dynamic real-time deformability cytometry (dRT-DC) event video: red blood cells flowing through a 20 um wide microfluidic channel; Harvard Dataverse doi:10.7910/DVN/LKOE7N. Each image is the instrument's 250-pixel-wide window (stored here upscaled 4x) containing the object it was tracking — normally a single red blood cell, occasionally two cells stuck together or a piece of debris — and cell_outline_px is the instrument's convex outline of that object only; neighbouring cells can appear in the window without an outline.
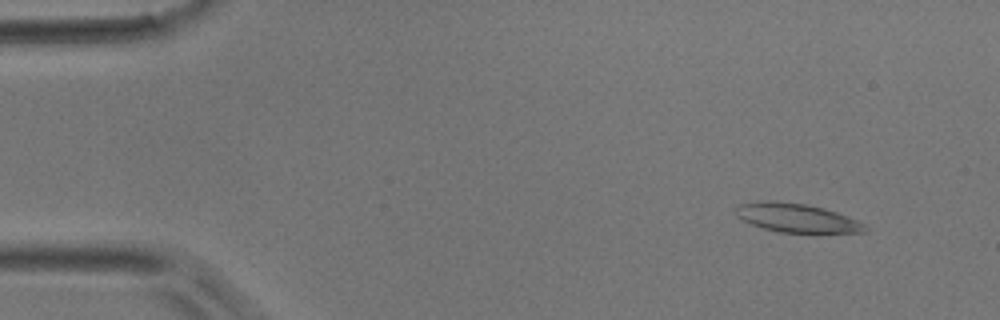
{"species": "common noctule bat (a hibernating species)", "species_latin": "Nyctalus noctula", "temperature_condition": "room temperature", "stored_images_in_passage": 42, "camera_frame_rate_fps": 3000, "um_per_image_px": 0.085, "animal": {"sex": "male", "body_mass_g": 17.9}, "frame": {"image": 1, "passage_image": 1, "time_ms": 0.0, "image_size_px": [1000, 320], "cell_outline_px": [[868, 232], [776, 232], [752, 224], [736, 216], [736, 208], [740, 204], [768, 200], [772, 200], [804, 204], [824, 208], [836, 212], [856, 220], [864, 224], [868, 228]], "centroid_in_image_um": [67.71, 18.52], "position_along_channel_um": 17.3, "area_um2": 21.33}}
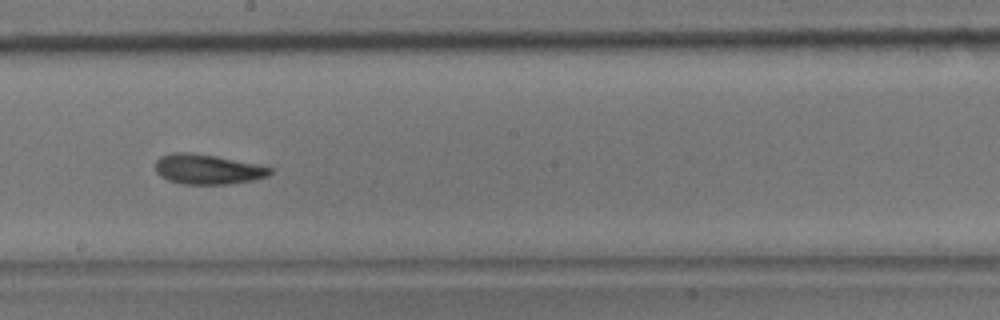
{"frame": {"image": 2, "passage_image": 22, "time_ms": 7.0, "image_size_px": [1000, 320], "cell_outline_px": [[272, 172], [268, 176], [252, 180], [232, 184], [180, 184], [168, 180], [160, 176], [156, 172], [156, 160], [160, 156], [172, 152], [188, 152], [216, 156], [260, 164], [272, 168]], "centroid_in_image_um": [17.65, 14.38], "position_along_channel_um": 230.6, "area_um2": 20.23}}
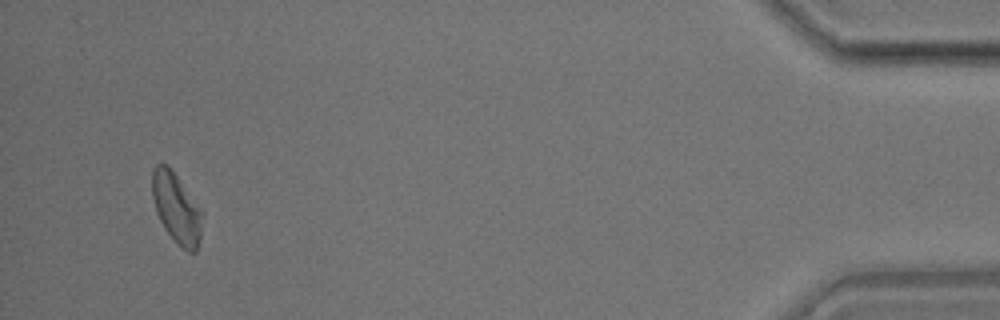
{"frame": {"image": 3, "passage_image": 40, "time_ms": 13.0, "image_size_px": [1000, 320], "cell_outline_px": [[204, 212], [200, 240], [196, 252], [188, 252], [164, 228], [156, 212], [152, 196], [152, 168], [156, 164], [168, 164]], "centroid_in_image_um": [15.01, 17.66], "position_along_channel_um": 420.2, "area_um2": 20.52}}